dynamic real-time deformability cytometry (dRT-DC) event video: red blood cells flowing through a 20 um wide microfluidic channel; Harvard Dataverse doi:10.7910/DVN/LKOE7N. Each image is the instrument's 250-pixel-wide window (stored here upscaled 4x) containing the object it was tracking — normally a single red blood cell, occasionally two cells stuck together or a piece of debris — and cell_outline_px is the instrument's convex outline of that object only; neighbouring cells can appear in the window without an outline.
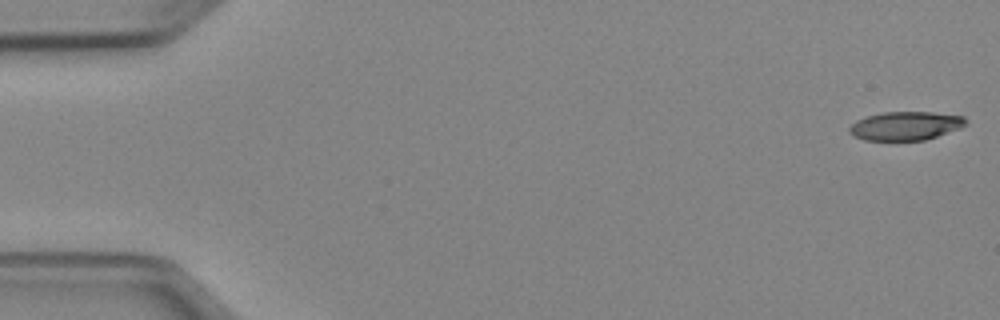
{"species": "Egyptian fruit bat (a non-hibernating species)", "species_latin": "Rousettus aegyptiacus", "temperature_condition": "cold", "stored_images_in_passage": 51, "camera_frame_rate_fps": 3000, "um_per_image_px": 0.085, "animal": {"sex": "female"}, "frame": {"image": 1, "passage_image": 1, "time_ms": 0.0, "image_size_px": [1000, 320], "cell_outline_px": [[968, 124], [960, 128], [924, 140], [864, 140], [848, 132], [848, 128], [856, 120], [880, 112], [932, 112], [964, 116], [968, 120]], "centroid_in_image_um": [76.99, 10.69], "position_along_channel_um": 8.0, "area_um2": 19.42}}
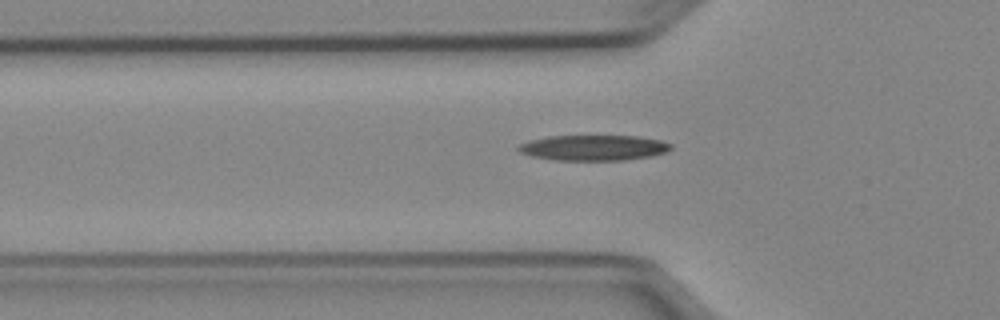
{"frame": {"image": 2, "passage_image": 17, "time_ms": 5.333, "image_size_px": [1000, 320], "cell_outline_px": [[672, 148], [664, 152], [652, 156], [624, 160], [556, 160], [532, 156], [520, 152], [516, 148], [520, 144], [528, 140], [548, 136], [636, 136], [660, 140], [672, 144]], "centroid_in_image_um": [50.44, 12.55], "position_along_channel_um": 75.4, "area_um2": 22.6}}
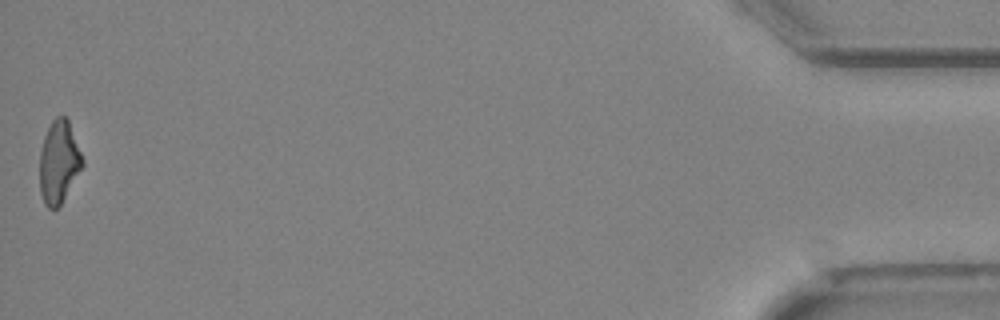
{"frame": {"image": 3, "passage_image": 51, "time_ms": 16.667, "image_size_px": [1000, 320], "cell_outline_px": [[84, 164], [60, 204], [56, 208], [48, 208], [44, 204], [40, 192], [40, 152], [44, 136], [52, 120], [56, 116], [64, 116], [68, 120], [84, 160]], "centroid_in_image_um": [4.99, 13.76], "position_along_channel_um": 430.2, "area_um2": 20.29}, "authors_computed_cell_mechanics": {"area_um2": 21.4438, "velocity_mm_per_s": 3.9712, "shape_relaxation_time_tau1_ms": 4.9406, "shape_relaxation_time_tau2_ms": 6.4064, "deformation_change_tau1": 0.176, "deformation_change_tau2": 0.188}}